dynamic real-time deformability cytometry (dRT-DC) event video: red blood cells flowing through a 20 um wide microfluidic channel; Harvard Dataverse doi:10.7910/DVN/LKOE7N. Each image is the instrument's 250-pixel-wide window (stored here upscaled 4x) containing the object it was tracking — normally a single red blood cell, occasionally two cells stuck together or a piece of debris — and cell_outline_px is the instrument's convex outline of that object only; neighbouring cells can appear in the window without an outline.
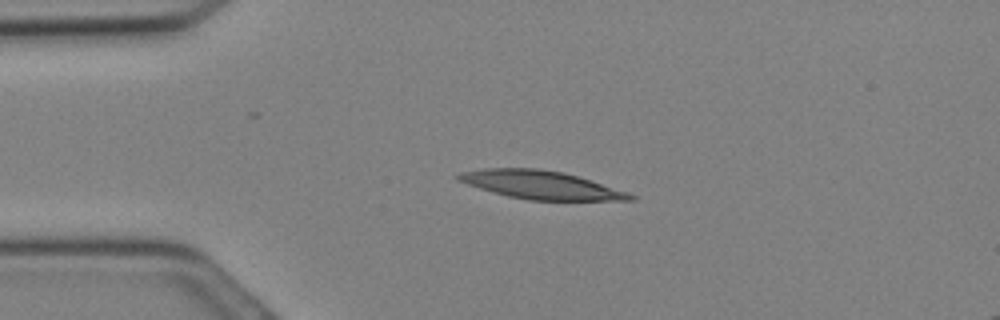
{"species": "Egyptian fruit bat (a non-hibernating species)", "species_latin": "Rousettus aegyptiacus", "temperature_condition": "cold", "stored_images_in_passage": 10, "camera_frame_rate_fps": 3000, "um_per_image_px": 0.085, "animal": {"sex": "female"}, "frame": {"image": 1, "passage_image": 6, "time_ms": 1.667, "image_size_px": [1000, 320], "cell_outline_px": [[636, 200], [528, 200], [508, 196], [480, 188], [456, 180], [452, 176], [460, 172], [484, 168], [540, 168], [564, 172], [628, 192], [636, 196]], "centroid_in_image_um": [45.93, 15.71], "position_along_channel_um": 39.1, "area_um2": 28.21}}
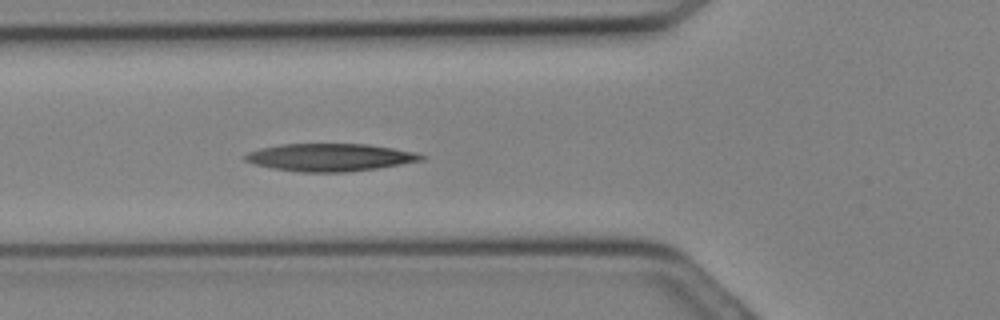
{"frame": {"image": 2, "passage_image": 10, "time_ms": 3.0, "image_size_px": [1000, 320], "cell_outline_px": [[424, 160], [376, 168], [348, 172], [300, 172], [272, 168], [256, 164], [244, 160], [244, 156], [248, 152], [260, 148], [280, 144], [368, 144], [416, 152], [424, 156]], "centroid_in_image_um": [28.03, 13.37], "position_along_channel_um": 97.8, "area_um2": 28.21}}